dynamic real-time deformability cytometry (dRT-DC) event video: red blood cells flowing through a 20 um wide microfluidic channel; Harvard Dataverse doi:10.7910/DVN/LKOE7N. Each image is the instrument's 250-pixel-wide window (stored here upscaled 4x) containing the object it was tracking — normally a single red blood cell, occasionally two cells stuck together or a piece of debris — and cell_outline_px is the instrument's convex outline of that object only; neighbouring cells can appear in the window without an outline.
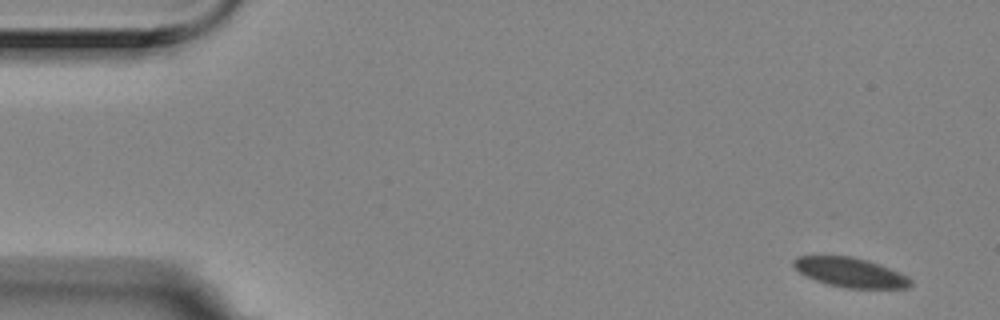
{"species": "Egyptian fruit bat (a non-hibernating species)", "species_latin": "Rousettus aegyptiacus", "temperature_condition": "room temperature", "stored_images_in_passage": 6, "camera_frame_rate_fps": 3000, "um_per_image_px": 0.085, "animal": {"sex": "female"}, "frame": {"image": 1, "passage_image": 1, "time_ms": 0.0, "image_size_px": [1000, 320], "cell_outline_px": [[912, 284], [908, 288], [844, 288], [824, 284], [800, 272], [792, 264], [792, 260], [800, 256], [848, 256], [880, 264], [900, 272], [908, 276], [912, 280]], "centroid_in_image_um": [72.31, 23.17], "position_along_channel_um": 12.7, "area_um2": 20.06}}